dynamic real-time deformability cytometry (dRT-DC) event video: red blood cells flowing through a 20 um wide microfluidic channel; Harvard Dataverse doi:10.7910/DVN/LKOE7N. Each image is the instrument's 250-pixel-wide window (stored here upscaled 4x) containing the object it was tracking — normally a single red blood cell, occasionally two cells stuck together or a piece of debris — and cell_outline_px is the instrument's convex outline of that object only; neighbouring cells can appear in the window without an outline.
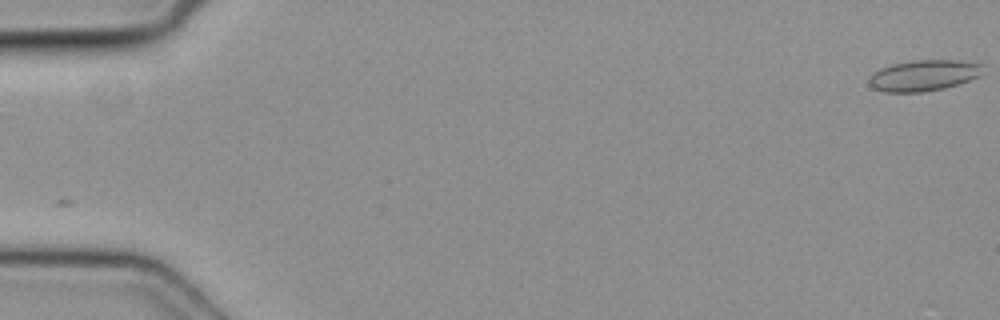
{"species": "common noctule bat (a hibernating species)", "species_latin": "Nyctalus noctula", "temperature_condition": "cold", "stored_images_in_passage": 16, "camera_frame_rate_fps": 3000, "um_per_image_px": 0.085, "animal": {"sex": "female", "body_mass_g": 19.3, "forearm_length_mm": 54.1}, "frame": {"image": 1, "passage_image": 1, "time_ms": 0.0, "image_size_px": [1000, 320], "cell_outline_px": [[980, 76], [944, 88], [924, 92], [884, 92], [872, 88], [868, 84], [868, 80], [880, 68], [892, 64], [912, 60], [960, 60], [980, 64]], "centroid_in_image_um": [78.46, 6.42], "position_along_channel_um": 6.5, "area_um2": 20.35}}
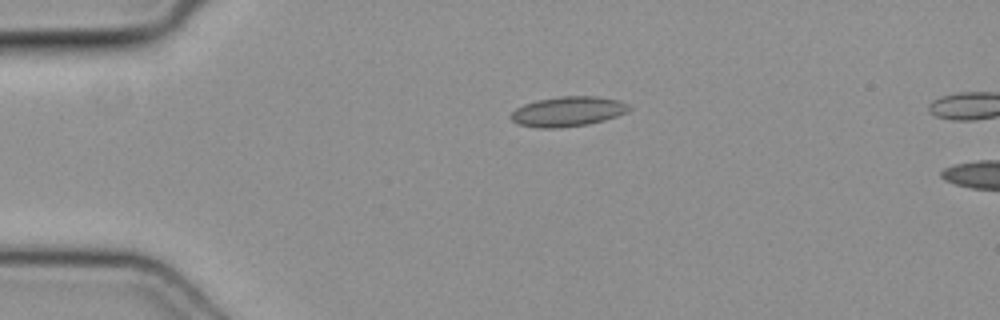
{"frame": {"image": 2, "passage_image": 12, "time_ms": 3.667, "image_size_px": [1000, 320], "cell_outline_px": [[632, 108], [628, 112], [604, 120], [588, 124], [556, 128], [536, 128], [520, 124], [512, 120], [508, 116], [516, 108], [524, 104], [536, 100], [560, 96], [596, 96], [620, 100], [628, 104]], "centroid_in_image_um": [48.27, 9.47], "position_along_channel_um": 36.7, "area_um2": 20.69}}